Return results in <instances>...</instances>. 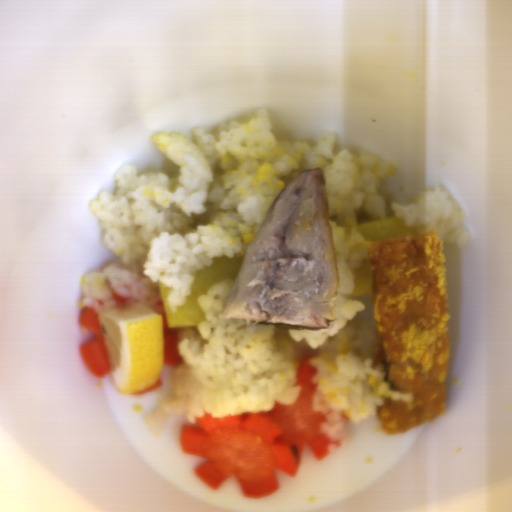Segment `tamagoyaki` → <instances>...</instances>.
I'll use <instances>...</instances> for the list:
<instances>
[{"label": "tamagoyaki", "instance_id": "obj_1", "mask_svg": "<svg viewBox=\"0 0 512 512\" xmlns=\"http://www.w3.org/2000/svg\"><path fill=\"white\" fill-rule=\"evenodd\" d=\"M244 258L236 252L233 256H212L210 266L191 273L193 282L190 295L186 296L185 304L176 306V312L168 304L170 288L159 280L160 300L168 329L194 328L199 322L205 321L198 297L207 294L221 280H236Z\"/></svg>", "mask_w": 512, "mask_h": 512}, {"label": "tamagoyaki", "instance_id": "obj_2", "mask_svg": "<svg viewBox=\"0 0 512 512\" xmlns=\"http://www.w3.org/2000/svg\"><path fill=\"white\" fill-rule=\"evenodd\" d=\"M358 233L366 241H385L406 235L426 234L425 225L407 226L402 216L389 215L385 218L360 220L355 225Z\"/></svg>", "mask_w": 512, "mask_h": 512}, {"label": "tamagoyaki", "instance_id": "obj_3", "mask_svg": "<svg viewBox=\"0 0 512 512\" xmlns=\"http://www.w3.org/2000/svg\"><path fill=\"white\" fill-rule=\"evenodd\" d=\"M372 274L373 268L369 257H367L362 260L359 267L354 270V289L350 294L346 295V298L349 299L372 293Z\"/></svg>", "mask_w": 512, "mask_h": 512}]
</instances>
